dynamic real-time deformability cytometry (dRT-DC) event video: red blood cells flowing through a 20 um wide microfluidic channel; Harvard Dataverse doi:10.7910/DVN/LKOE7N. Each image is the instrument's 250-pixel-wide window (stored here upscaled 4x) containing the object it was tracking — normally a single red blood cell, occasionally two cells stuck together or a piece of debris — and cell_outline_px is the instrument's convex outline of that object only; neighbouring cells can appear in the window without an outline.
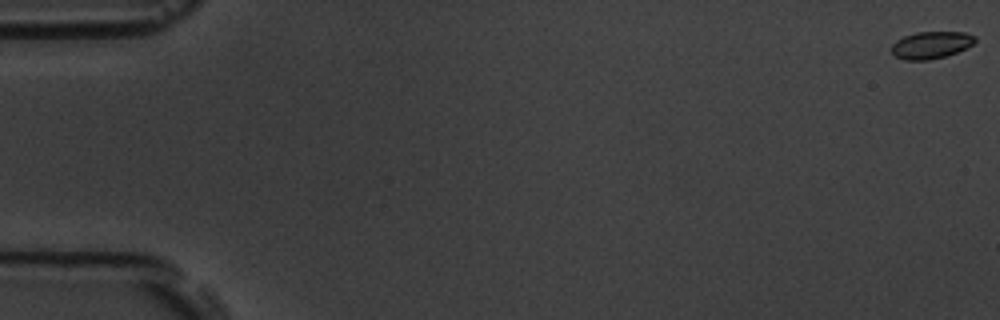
{"species": "common noctule bat (a hibernating species)", "species_latin": "Nyctalus noctula", "temperature_condition": "room temperature", "stored_images_in_passage": 58, "camera_frame_rate_fps": 3000, "um_per_image_px": 0.085, "animal": {"sex": "male", "body_mass_g": 19.5, "forearm_length_mm": 54.6}, "frame": {"image": 1, "passage_image": 1, "time_ms": 0.0, "image_size_px": [1000, 320], "cell_outline_px": [[976, 40], [972, 44], [956, 52], [944, 56], [928, 60], [904, 60], [896, 56], [892, 52], [892, 44], [896, 40], [904, 36], [916, 32], [964, 32], [976, 36]], "centroid_in_image_um": [79.12, 3.82], "position_along_channel_um": 5.9, "area_um2": 13.06}}
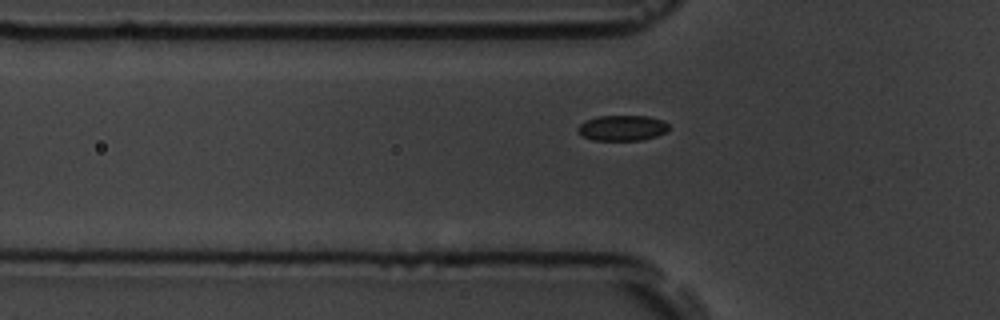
{"frame": {"image": 2, "passage_image": 20, "time_ms": 6.333, "image_size_px": [1000, 320], "cell_outline_px": [[668, 128], [664, 132], [656, 136], [640, 140], [592, 140], [580, 136], [576, 128], [580, 124], [596, 116], [648, 116], [664, 120], [668, 124]], "centroid_in_image_um": [52.86, 10.87], "position_along_channel_um": 72.9, "area_um2": 13.53}}
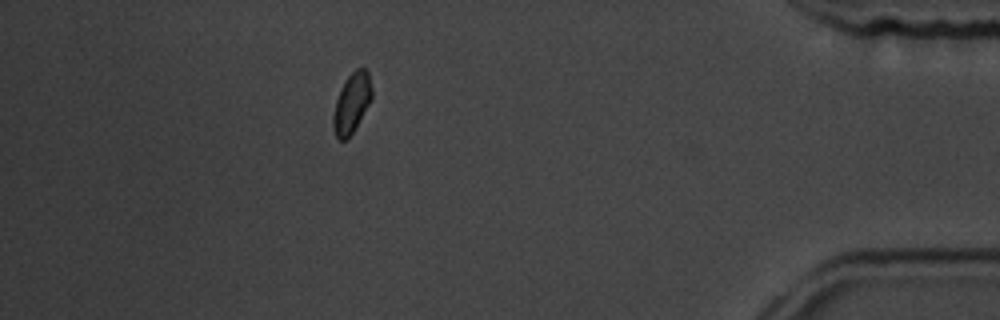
{"frame": {"image": 3, "passage_image": 52, "time_ms": 17.0, "image_size_px": [1000, 320], "cell_outline_px": [[372, 100], [352, 132], [344, 140], [340, 140], [336, 136], [332, 124], [332, 116], [336, 100], [340, 88], [348, 76], [356, 68], [364, 68], [368, 72], [372, 88]], "centroid_in_image_um": [29.89, 8.73], "position_along_channel_um": 405.3, "area_um2": 13.41}, "authors_computed_cell_mechanics": {"area_um2": 13.5541, "velocity_mm_per_s": 3.5641, "shape_relaxation_time_tau1_ms": 1.4829, "shape_relaxation_time_tau2_ms": 2.3367, "deformation_change_tau1": 0.0431, "deformation_change_tau2": 0.0531}}